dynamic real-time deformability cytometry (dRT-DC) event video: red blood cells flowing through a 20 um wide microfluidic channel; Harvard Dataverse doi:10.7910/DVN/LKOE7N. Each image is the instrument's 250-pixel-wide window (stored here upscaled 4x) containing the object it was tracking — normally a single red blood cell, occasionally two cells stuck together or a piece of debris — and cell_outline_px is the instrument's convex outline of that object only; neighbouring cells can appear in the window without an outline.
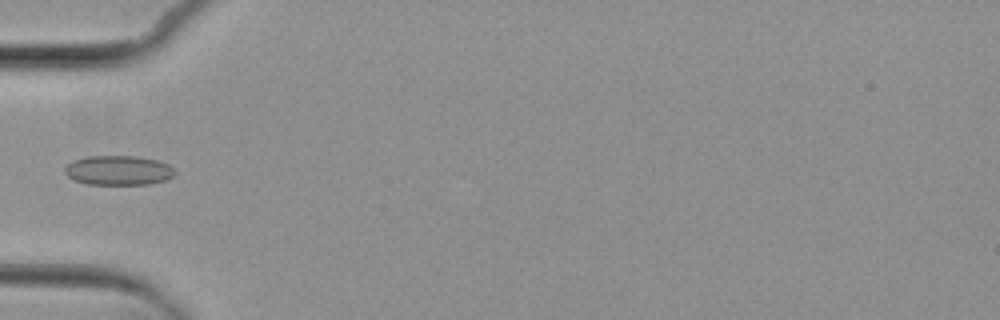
{"species": "common noctule bat (a hibernating species)", "species_latin": "Nyctalus noctula", "temperature_condition": "cold", "stored_images_in_passage": 3, "camera_frame_rate_fps": 3000, "um_per_image_px": 0.085, "animal": {"sex": "female", "body_mass_g": 29.2, "forearm_length_mm": 56.3}, "frame": {"image": 1, "passage_image": 3, "time_ms": 3.333, "image_size_px": [1000, 320], "cell_outline_px": [[176, 172], [172, 176], [164, 180], [148, 184], [88, 184], [76, 180], [68, 176], [64, 172], [64, 168], [72, 160], [88, 156], [136, 156], [156, 160], [168, 164]], "centroid_in_image_um": [10.04, 14.47], "position_along_channel_um": 75.0, "area_um2": 18.79}}